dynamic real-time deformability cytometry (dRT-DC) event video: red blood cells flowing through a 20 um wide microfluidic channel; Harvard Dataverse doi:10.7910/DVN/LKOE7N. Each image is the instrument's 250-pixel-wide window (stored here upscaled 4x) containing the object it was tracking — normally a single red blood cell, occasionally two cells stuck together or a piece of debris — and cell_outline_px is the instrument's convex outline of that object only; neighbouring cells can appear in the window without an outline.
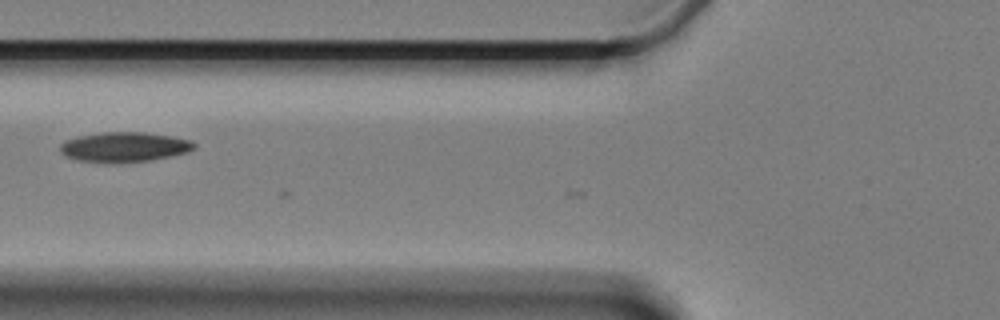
{"species": "Egyptian fruit bat (a non-hibernating species)", "species_latin": "Rousettus aegyptiacus", "temperature_condition": "cold", "stored_images_in_passage": 3, "camera_frame_rate_fps": 3000, "um_per_image_px": 0.085, "animal": {"sex": "female"}, "frame": {"image": 1, "passage_image": 2, "time_ms": 0.333, "image_size_px": [1000, 320], "cell_outline_px": [[196, 148], [188, 152], [172, 156], [152, 160], [116, 164], [108, 164], [76, 160], [64, 156], [60, 152], [60, 144], [64, 140], [80, 136], [104, 132], [144, 132], [172, 136], [192, 140], [196, 144]], "centroid_in_image_um": [10.56, 12.52], "position_along_channel_um": 115.2, "area_um2": 23.93}}